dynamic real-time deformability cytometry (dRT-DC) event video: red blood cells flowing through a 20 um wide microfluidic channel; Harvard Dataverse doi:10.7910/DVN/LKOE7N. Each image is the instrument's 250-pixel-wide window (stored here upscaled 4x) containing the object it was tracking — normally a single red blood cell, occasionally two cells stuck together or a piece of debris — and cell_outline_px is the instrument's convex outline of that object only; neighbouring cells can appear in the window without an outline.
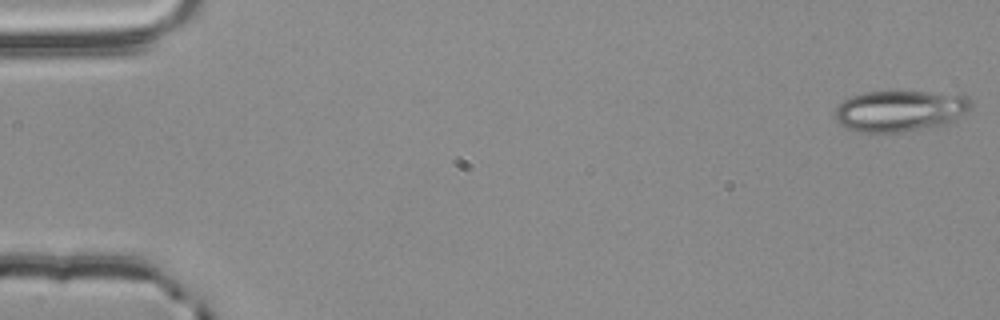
{"species": "common noctule bat (a hibernating species)", "species_latin": "Nyctalus noctula", "temperature_condition": "room temperature", "stored_images_in_passage": 55, "camera_frame_rate_fps": 3000, "um_per_image_px": 0.085, "animal": {"sex": "male", "body_mass_g": 20.4}, "frame": {"image": 1, "passage_image": 1, "time_ms": 0.0, "image_size_px": [1000, 320], "cell_outline_px": [[972, 108], [968, 112], [944, 124], [904, 132], [860, 132], [848, 128], [840, 124], [832, 116], [832, 112], [844, 100], [852, 96], [864, 92], [924, 92], [964, 96], [972, 100]], "centroid_in_image_um": [76.45, 9.43], "position_along_channel_um": 8.5, "area_um2": 32.37}}
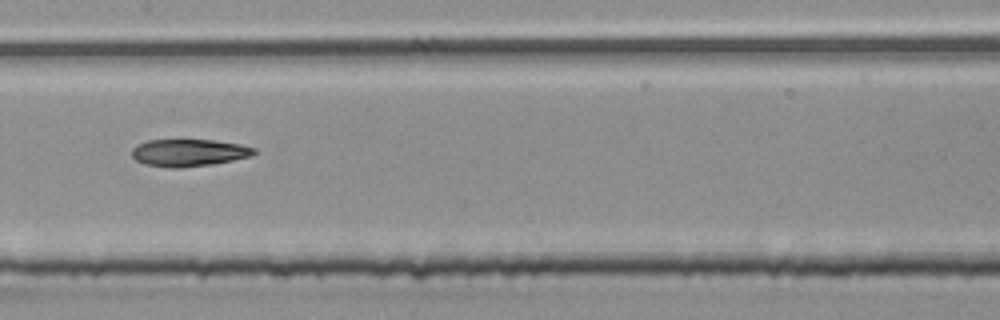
{"frame": {"image": 2, "passage_image": 28, "time_ms": 9.0, "image_size_px": [1000, 320], "cell_outline_px": [[256, 152], [252, 156], [212, 164], [180, 168], [172, 168], [144, 164], [136, 160], [132, 156], [132, 148], [136, 144], [148, 140], [216, 140], [240, 144], [256, 148]], "centroid_in_image_um": [16.04, 12.97], "position_along_channel_um": 191.4, "area_um2": 19.48}}
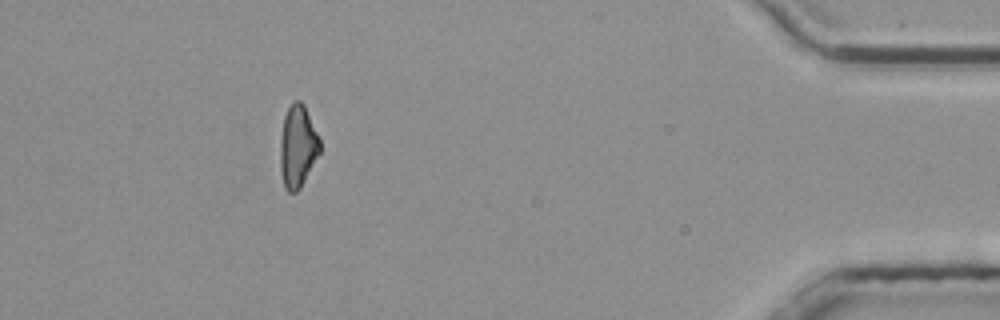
{"frame": {"image": 3, "passage_image": 50, "time_ms": 16.333, "image_size_px": [1000, 320], "cell_outline_px": [[320, 152], [300, 188], [296, 192], [288, 192], [284, 188], [280, 172], [280, 140], [284, 116], [288, 108], [296, 100], [300, 100], [304, 104], [320, 140]], "centroid_in_image_um": [25.29, 12.46], "position_along_channel_um": 409.9, "area_um2": 18.96}, "authors_computed_cell_mechanics": {"area_um2": 20.1722, "velocity_mm_per_s": 3.7957, "shape_relaxation_time_tau1_ms": 6.3865, "shape_relaxation_time_tau2_ms": 5.6668, "deformation_change_tau1": 0.1986, "deformation_change_tau2": 0.1429}}